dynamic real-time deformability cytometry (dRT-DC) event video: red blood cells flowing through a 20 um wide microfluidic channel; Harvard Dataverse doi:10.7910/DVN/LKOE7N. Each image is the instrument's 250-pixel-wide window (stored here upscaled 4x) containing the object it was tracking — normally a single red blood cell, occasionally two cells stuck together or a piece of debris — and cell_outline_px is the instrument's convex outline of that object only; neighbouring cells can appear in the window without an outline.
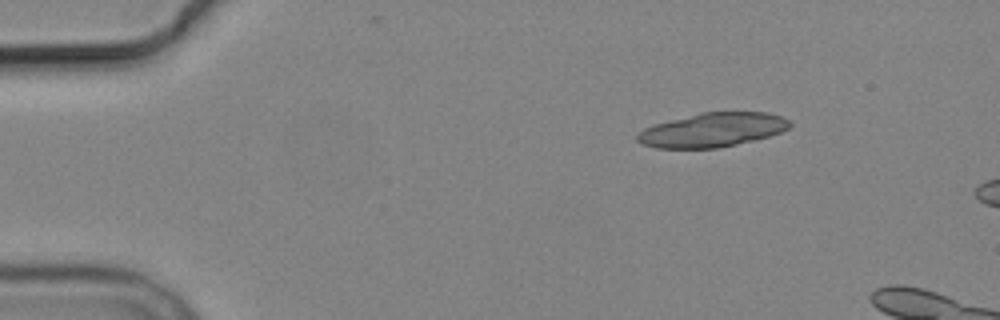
{"species": "common noctule bat (a hibernating species)", "species_latin": "Nyctalus noctula", "temperature_condition": "cold", "stored_images_in_passage": 3, "camera_frame_rate_fps": 3000, "um_per_image_px": 0.085, "animal": {"sex": "male", "body_mass_g": 19.2, "forearm_length_mm": 51.8}, "frame": {"image": 1, "passage_image": 1, "time_ms": 0.0, "image_size_px": [1000, 320], "cell_outline_px": [[792, 124], [788, 128], [780, 132], [768, 136], [736, 144], [716, 148], [656, 148], [644, 144], [636, 140], [636, 136], [644, 128], [656, 124], [700, 112], [768, 112], [784, 116]], "centroid_in_image_um": [60.58, 11.03], "position_along_channel_um": 24.4, "area_um2": 30.06}}